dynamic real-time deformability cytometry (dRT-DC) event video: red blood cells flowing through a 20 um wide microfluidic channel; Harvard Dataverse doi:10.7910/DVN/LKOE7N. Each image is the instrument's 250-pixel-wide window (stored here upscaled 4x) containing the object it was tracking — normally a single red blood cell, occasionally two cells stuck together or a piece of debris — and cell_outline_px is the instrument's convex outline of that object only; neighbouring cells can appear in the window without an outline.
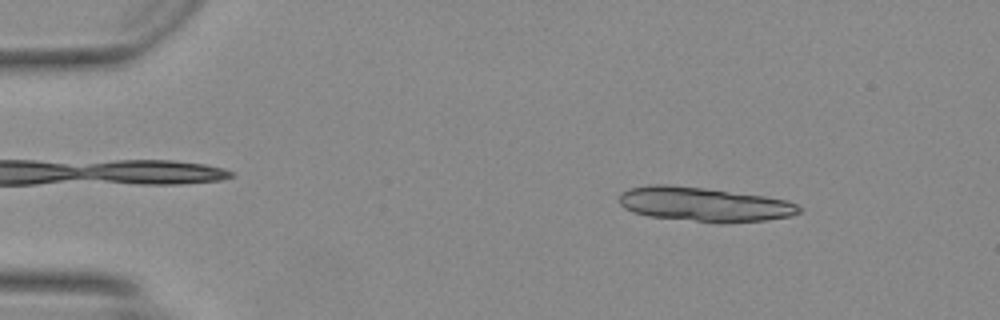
{"species": "Egyptian fruit bat (a non-hibernating species)", "species_latin": "Rousettus aegyptiacus", "temperature_condition": "warm", "stored_images_in_passage": 45, "segment_of_instrument_passage": [1, 2], "camera_frame_rate_fps": 3000, "um_per_image_px": 0.085, "animal": {"sex": "female"}, "frame": {"image": 1, "passage_image": 3, "time_ms": 0.667, "image_size_px": [1000, 320], "cell_outline_px": [[796, 212], [784, 216], [756, 220], [700, 220], [656, 216], [636, 212], [628, 208], [624, 204], [624, 192], [636, 188], [696, 188], [756, 196], [780, 200], [792, 204], [796, 208]], "centroid_in_image_um": [59.87, 17.38], "position_along_channel_um": 25.1, "area_um2": 30.98}}